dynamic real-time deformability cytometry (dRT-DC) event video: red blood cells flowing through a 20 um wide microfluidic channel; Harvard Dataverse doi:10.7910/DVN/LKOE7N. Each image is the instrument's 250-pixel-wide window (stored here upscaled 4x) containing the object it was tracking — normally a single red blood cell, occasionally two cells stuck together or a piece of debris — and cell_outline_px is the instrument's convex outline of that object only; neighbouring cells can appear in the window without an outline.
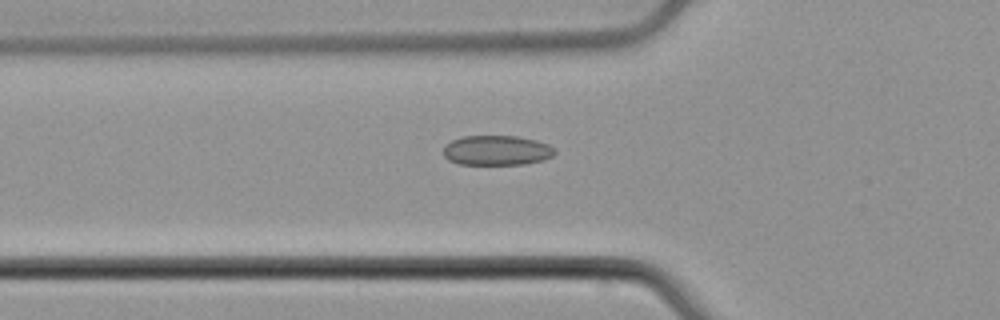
{"species": "common noctule bat (a hibernating species)", "species_latin": "Nyctalus noctula", "temperature_condition": "cold", "stored_images_in_passage": 37, "camera_frame_rate_fps": 3000, "um_per_image_px": 0.085, "animal": {"sex": "male", "body_mass_g": 21.5, "forearm_length_mm": 52.0}, "frame": {"image": 1, "passage_image": 19, "time_ms": 6.0, "image_size_px": [1000, 320], "cell_outline_px": [[556, 152], [552, 156], [544, 160], [524, 164], [460, 164], [448, 160], [444, 156], [444, 144], [452, 140], [464, 136], [516, 136], [536, 140], [548, 144]], "centroid_in_image_um": [42.21, 12.78], "position_along_channel_um": 83.6, "area_um2": 19.36}}
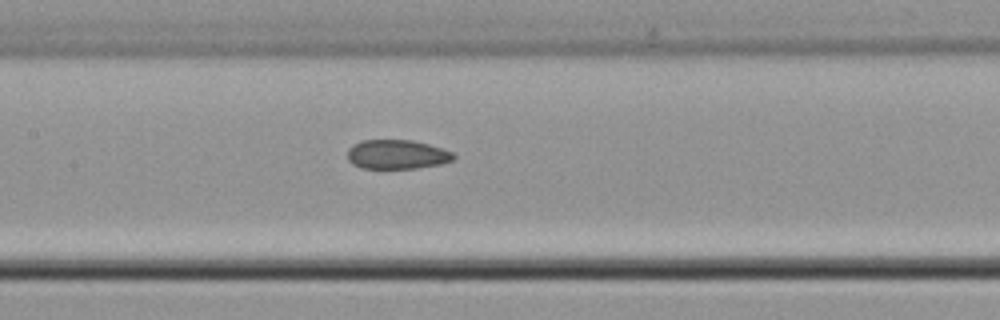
{"frame": {"image": 2, "passage_image": 26, "time_ms": 8.333, "image_size_px": [1000, 320], "cell_outline_px": [[456, 156], [452, 160], [440, 164], [416, 168], [360, 168], [352, 164], [348, 160], [348, 148], [352, 144], [360, 140], [412, 140], [428, 144], [452, 152]], "centroid_in_image_um": [33.7, 13.12], "position_along_channel_um": 173.7, "area_um2": 18.09}}
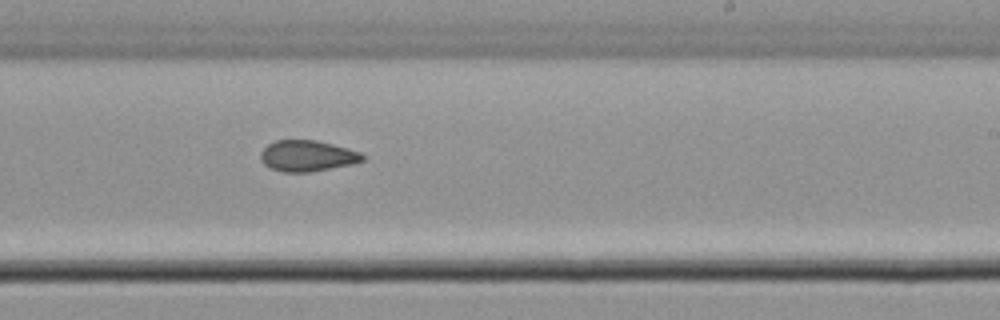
{"frame": {"image": 3, "passage_image": 33, "time_ms": 10.667, "image_size_px": [1000, 320], "cell_outline_px": [[364, 160], [352, 164], [308, 172], [284, 172], [272, 168], [264, 164], [260, 160], [260, 152], [268, 144], [276, 140], [316, 140], [348, 148], [360, 152], [364, 156]], "centroid_in_image_um": [26.1, 13.24], "position_along_channel_um": 262.9, "area_um2": 18.32}}